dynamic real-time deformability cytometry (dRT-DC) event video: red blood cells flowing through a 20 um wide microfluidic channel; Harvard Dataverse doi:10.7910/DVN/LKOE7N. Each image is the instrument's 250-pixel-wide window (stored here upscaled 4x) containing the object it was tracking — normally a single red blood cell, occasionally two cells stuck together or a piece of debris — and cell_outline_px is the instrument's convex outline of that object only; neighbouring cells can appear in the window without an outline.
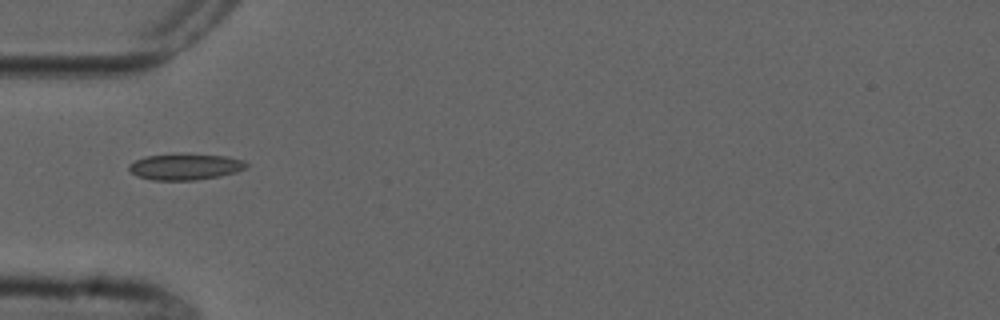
{"species": "common noctule bat (a hibernating species)", "species_latin": "Nyctalus noctula", "temperature_condition": "cold", "stored_images_in_passage": 6, "camera_frame_rate_fps": 3000, "um_per_image_px": 0.085, "animal": {"sex": "male", "forearm_length_mm": 52.5}, "frame": {"image": 1, "passage_image": 1, "time_ms": 0.0, "image_size_px": [1000, 320], "cell_outline_px": [[248, 168], [236, 172], [220, 176], [196, 180], [152, 180], [140, 176], [132, 172], [128, 168], [128, 164], [144, 156], [228, 156], [244, 160], [248, 164]], "centroid_in_image_um": [15.79, 14.21], "position_along_channel_um": 69.2, "area_um2": 17.22}}
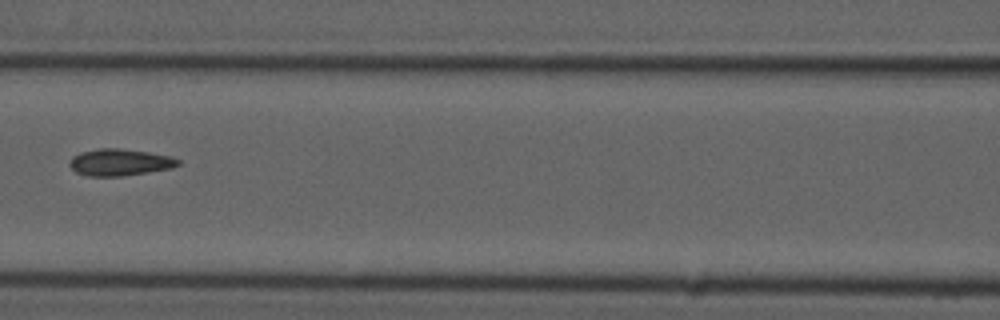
{"frame": {"image": 2, "passage_image": 3, "time_ms": 2.333, "image_size_px": [1000, 320], "cell_outline_px": [[180, 164], [172, 168], [120, 176], [88, 176], [76, 172], [68, 164], [72, 156], [80, 152], [100, 148], [120, 148], [148, 152], [172, 156], [180, 160]], "centroid_in_image_um": [10.17, 13.78], "position_along_channel_um": 156.4, "area_um2": 16.94}}
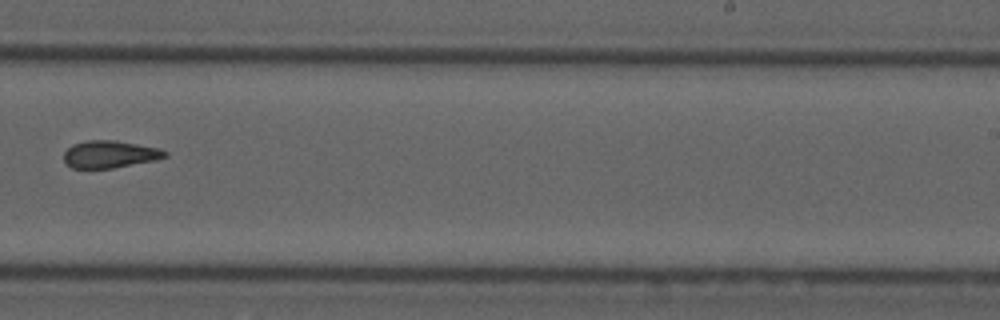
{"frame": {"image": 3, "passage_image": 6, "time_ms": 5.667, "image_size_px": [1000, 320], "cell_outline_px": [[168, 156], [156, 160], [112, 168], [72, 168], [64, 160], [64, 152], [72, 144], [88, 140], [116, 140], [160, 148], [168, 152]], "centroid_in_image_um": [9.36, 13.1], "position_along_channel_um": 279.6, "area_um2": 16.13}}